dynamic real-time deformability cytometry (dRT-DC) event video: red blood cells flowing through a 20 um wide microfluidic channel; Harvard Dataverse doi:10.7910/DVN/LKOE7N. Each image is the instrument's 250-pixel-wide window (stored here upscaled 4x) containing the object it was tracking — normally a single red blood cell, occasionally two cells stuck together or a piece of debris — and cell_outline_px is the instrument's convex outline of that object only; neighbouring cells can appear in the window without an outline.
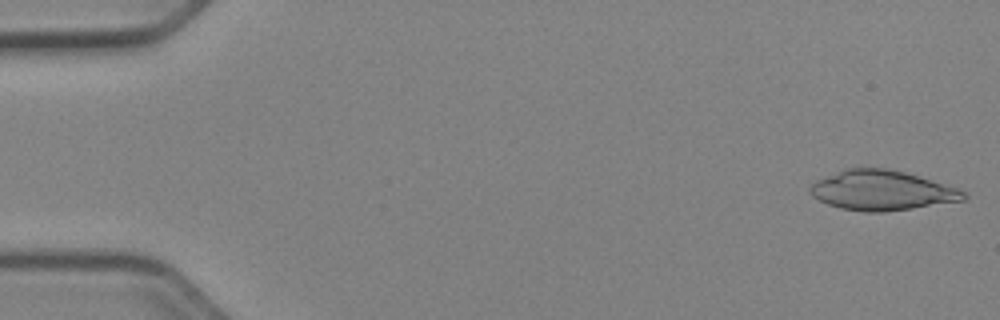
{"species": "Egyptian fruit bat (a non-hibernating species)", "species_latin": "Rousettus aegyptiacus", "temperature_condition": "cold", "stored_images_in_passage": 51, "camera_frame_rate_fps": 3000, "um_per_image_px": 0.085, "animal": {"sex": "female"}, "frame": {"image": 1, "passage_image": 1, "time_ms": 0.0, "image_size_px": [1000, 320], "cell_outline_px": [[968, 196], [964, 200], [912, 208], [884, 212], [864, 212], [840, 208], [828, 204], [812, 196], [808, 188], [816, 180], [844, 168], [888, 168], [904, 172], [960, 188], [968, 192]], "centroid_in_image_um": [74.97, 16.18], "position_along_channel_um": 10.0, "area_um2": 35.72}}